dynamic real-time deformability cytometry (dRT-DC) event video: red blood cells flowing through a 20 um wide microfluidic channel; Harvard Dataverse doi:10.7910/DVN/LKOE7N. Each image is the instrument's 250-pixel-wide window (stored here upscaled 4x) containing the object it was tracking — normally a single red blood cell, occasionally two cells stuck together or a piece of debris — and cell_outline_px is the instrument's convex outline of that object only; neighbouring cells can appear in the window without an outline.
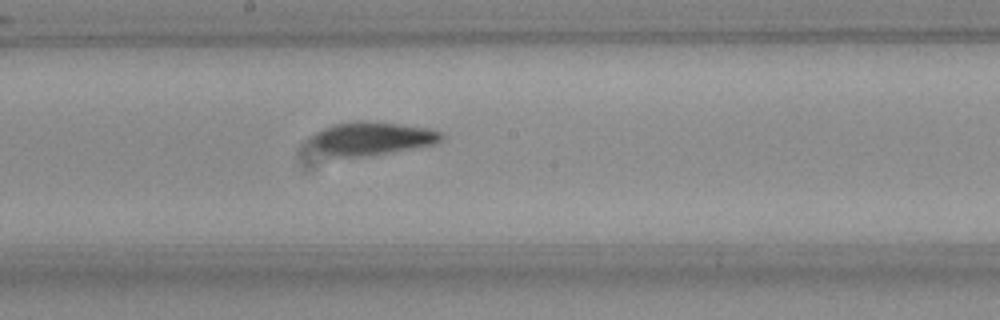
{"species": "Egyptian fruit bat (a non-hibernating species)", "species_latin": "Rousettus aegyptiacus", "temperature_condition": "room temperature", "stored_images_in_passage": 27, "camera_frame_rate_fps": 3000, "um_per_image_px": 0.085, "frame": {"image": 1, "passage_image": 12, "time_ms": 3.667, "image_size_px": [1000, 320], "cell_outline_px": [[444, 140], [432, 144], [360, 156], [332, 156], [324, 152], [312, 140], [312, 136], [316, 132], [332, 124], [356, 120], [364, 120], [400, 124], [428, 128], [440, 132], [444, 136]], "centroid_in_image_um": [31.63, 11.71], "position_along_channel_um": 216.6, "area_um2": 24.33}}
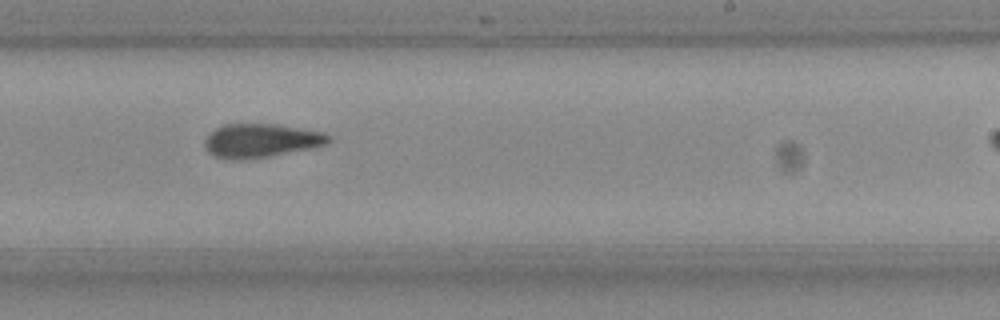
{"frame": {"image": 2, "passage_image": 16, "time_ms": 5.0, "image_size_px": [1000, 320], "cell_outline_px": [[332, 140], [328, 144], [268, 156], [240, 160], [236, 160], [212, 156], [208, 152], [204, 144], [204, 140], [208, 132], [224, 124], [276, 124], [324, 132], [332, 136]], "centroid_in_image_um": [22.15, 11.94], "position_along_channel_um": 266.8, "area_um2": 24.39}}